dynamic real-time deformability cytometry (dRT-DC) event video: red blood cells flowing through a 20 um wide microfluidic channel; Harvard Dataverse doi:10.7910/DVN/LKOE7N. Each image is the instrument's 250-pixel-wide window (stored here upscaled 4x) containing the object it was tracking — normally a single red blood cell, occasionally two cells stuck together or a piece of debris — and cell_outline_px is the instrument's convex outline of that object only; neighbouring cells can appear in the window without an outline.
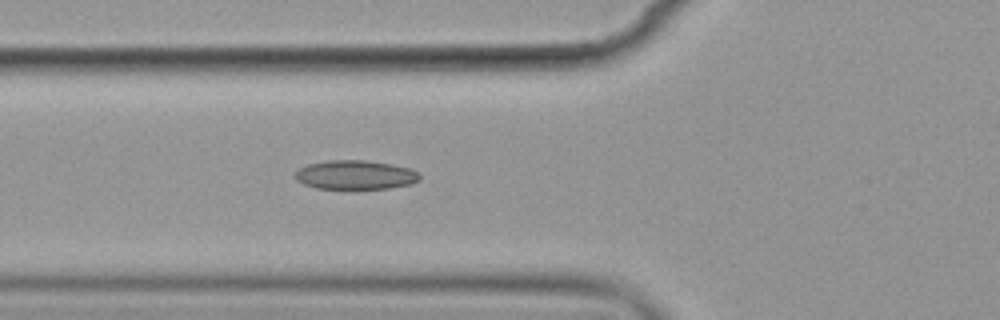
{"species": "common noctule bat (a hibernating species)", "species_latin": "Nyctalus noctula", "temperature_condition": "cold", "stored_images_in_passage": 5, "camera_frame_rate_fps": 3000, "um_per_image_px": 0.085, "animal": {"sex": "female", "body_mass_g": 19.9}, "frame": {"image": 1, "passage_image": 4, "time_ms": 3.333, "image_size_px": [1000, 320], "cell_outline_px": [[420, 180], [412, 184], [388, 188], [316, 188], [304, 184], [296, 180], [292, 176], [296, 168], [308, 164], [328, 160], [364, 160], [392, 164], [412, 168], [420, 172]], "centroid_in_image_um": [30.2, 14.85], "position_along_channel_um": 95.6, "area_um2": 21.39}}